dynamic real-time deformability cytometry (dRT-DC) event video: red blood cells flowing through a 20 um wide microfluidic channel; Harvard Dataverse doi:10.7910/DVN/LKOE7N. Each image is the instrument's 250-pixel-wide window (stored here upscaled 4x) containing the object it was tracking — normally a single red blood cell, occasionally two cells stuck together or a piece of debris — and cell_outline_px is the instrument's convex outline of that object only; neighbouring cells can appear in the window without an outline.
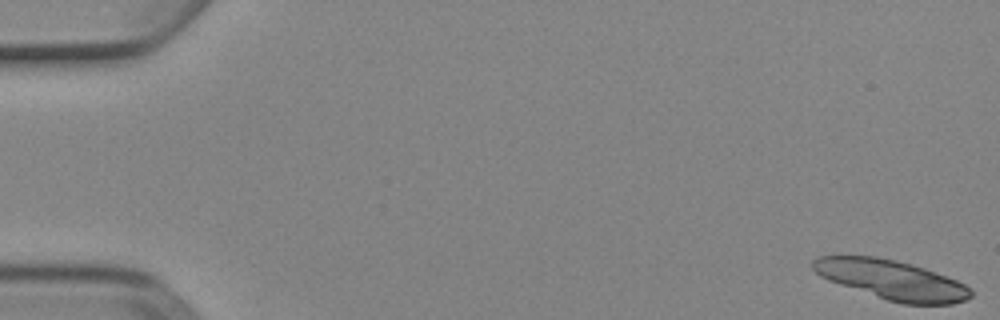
{"species": "Egyptian fruit bat (a non-hibernating species)", "species_latin": "Rousettus aegyptiacus", "temperature_condition": "cold", "stored_images_in_passage": 5, "camera_frame_rate_fps": 3000, "um_per_image_px": 0.085, "animal": {"sex": "female"}, "frame": {"image": 1, "passage_image": 1, "time_ms": 0.0, "image_size_px": [1000, 320], "cell_outline_px": [[972, 296], [968, 300], [952, 304], [904, 304], [888, 300], [828, 280], [820, 276], [812, 268], [812, 260], [816, 256], [876, 256], [896, 260], [912, 264], [924, 268], [956, 280], [972, 288]], "centroid_in_image_um": [75.81, 23.78], "position_along_channel_um": 9.2, "area_um2": 36.13}}